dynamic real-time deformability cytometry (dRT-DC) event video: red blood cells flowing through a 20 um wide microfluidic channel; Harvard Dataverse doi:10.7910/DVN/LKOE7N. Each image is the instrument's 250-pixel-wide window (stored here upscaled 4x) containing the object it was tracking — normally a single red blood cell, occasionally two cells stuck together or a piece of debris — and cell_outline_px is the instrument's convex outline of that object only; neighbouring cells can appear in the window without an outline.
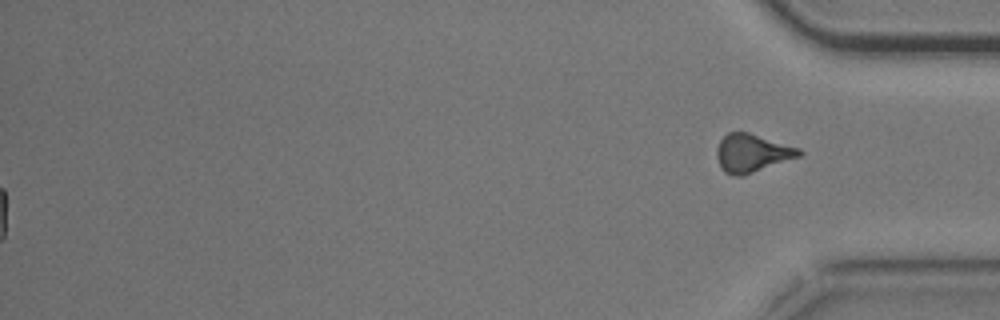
{"species": "common noctule bat (a hibernating species)", "species_latin": "Nyctalus noctula", "temperature_condition": "cold", "stored_images_in_passage": 57, "segment_of_instrument_passage": [2, 2], "camera_frame_rate_fps": 3000, "um_per_image_px": 0.085, "animal": {"sex": "male", "body_mass_g": 20.5, "forearm_length_mm": 52.5}, "frame": {"image": 1, "passage_image": 57, "time_ms": 18.667, "image_size_px": [1000, 320], "cell_outline_px": [[804, 152], [800, 156], [744, 176], [732, 176], [724, 172], [720, 168], [716, 156], [716, 148], [720, 140], [728, 132], [748, 132], [800, 148]], "centroid_in_image_um": [63.9, 13.03], "position_along_channel_um": 371.3, "area_um2": 18.5}}